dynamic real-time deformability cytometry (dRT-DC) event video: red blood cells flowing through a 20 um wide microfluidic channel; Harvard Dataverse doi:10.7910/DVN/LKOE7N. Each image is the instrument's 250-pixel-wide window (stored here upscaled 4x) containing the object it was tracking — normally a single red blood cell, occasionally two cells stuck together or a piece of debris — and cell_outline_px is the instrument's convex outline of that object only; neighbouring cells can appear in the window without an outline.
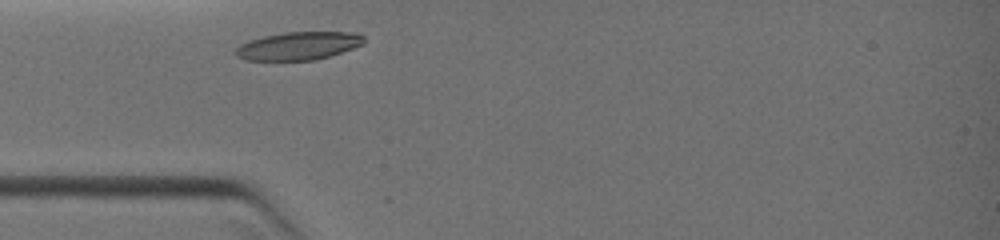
{"species": "common noctule bat (a hibernating species)", "species_latin": "Nyctalus noctula", "temperature_condition": "warm", "stored_images_in_passage": 4, "camera_frame_rate_fps": 3000, "um_per_image_px": 0.085, "animal": {"sex": "female", "body_mass_g": 19.0, "forearm_length_mm": 51.5}, "frame": {"image": 1, "passage_image": 1, "time_ms": 0.0, "image_size_px": [1000, 240], "cell_outline_px": [[364, 44], [328, 56], [312, 60], [244, 60], [236, 56], [232, 52], [240, 44], [248, 40], [264, 36], [284, 32], [356, 32], [364, 36]], "centroid_in_image_um": [25.32, 3.89], "position_along_channel_um": 59.7, "area_um2": 20.98}}
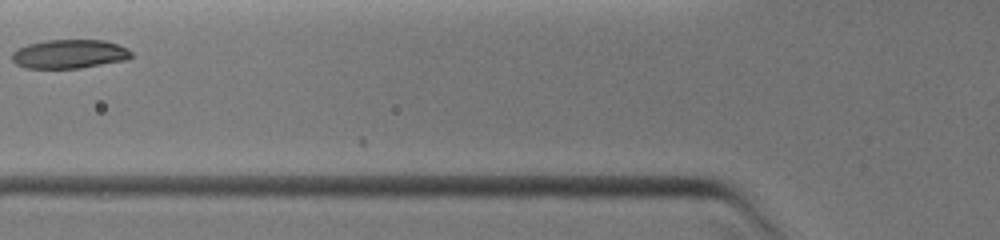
{"frame": {"image": 2, "passage_image": 3, "time_ms": 1.333, "image_size_px": [1000, 240], "cell_outline_px": [[132, 56], [124, 60], [80, 68], [24, 68], [16, 64], [12, 60], [12, 52], [16, 48], [28, 44], [48, 40], [104, 40], [128, 48], [132, 52]], "centroid_in_image_um": [5.87, 4.59], "position_along_channel_um": 119.9, "area_um2": 20.06}}